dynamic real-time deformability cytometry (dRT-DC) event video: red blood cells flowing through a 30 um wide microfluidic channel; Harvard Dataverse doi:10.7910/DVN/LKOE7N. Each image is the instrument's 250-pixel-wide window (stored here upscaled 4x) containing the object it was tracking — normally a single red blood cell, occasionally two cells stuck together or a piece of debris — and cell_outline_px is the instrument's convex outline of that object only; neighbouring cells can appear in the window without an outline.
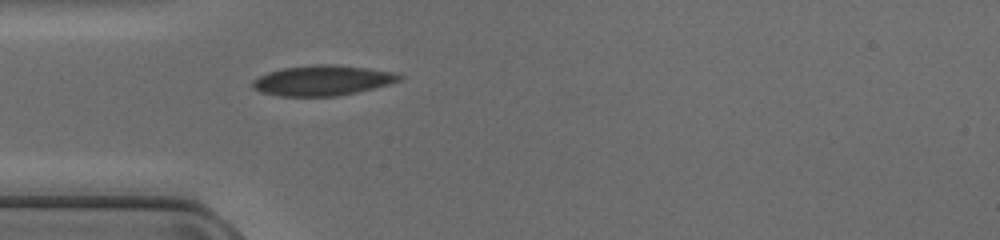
{"species": "common noctule bat (a hibernating species)", "species_latin": "Nyctalus noctula", "temperature_condition": "cold", "stored_images_in_passage": 5, "segment_of_instrument_passage": [1, 2], "camera_frame_rate_fps": 3000, "um_per_image_px": 0.085, "animal": {"sex": "female", "body_mass_g": 17.0, "forearm_length_mm": 48.0}, "frame": {"image": 1, "passage_image": 1, "time_ms": 0.0, "image_size_px": [1000, 240], "cell_outline_px": [[404, 76], [400, 80], [388, 84], [356, 92], [336, 96], [280, 96], [260, 92], [252, 88], [252, 80], [268, 72], [284, 68], [320, 64], [332, 64], [368, 68], [392, 72]], "centroid_in_image_um": [27.38, 6.84], "position_along_channel_um": 57.6, "area_um2": 25.61}}